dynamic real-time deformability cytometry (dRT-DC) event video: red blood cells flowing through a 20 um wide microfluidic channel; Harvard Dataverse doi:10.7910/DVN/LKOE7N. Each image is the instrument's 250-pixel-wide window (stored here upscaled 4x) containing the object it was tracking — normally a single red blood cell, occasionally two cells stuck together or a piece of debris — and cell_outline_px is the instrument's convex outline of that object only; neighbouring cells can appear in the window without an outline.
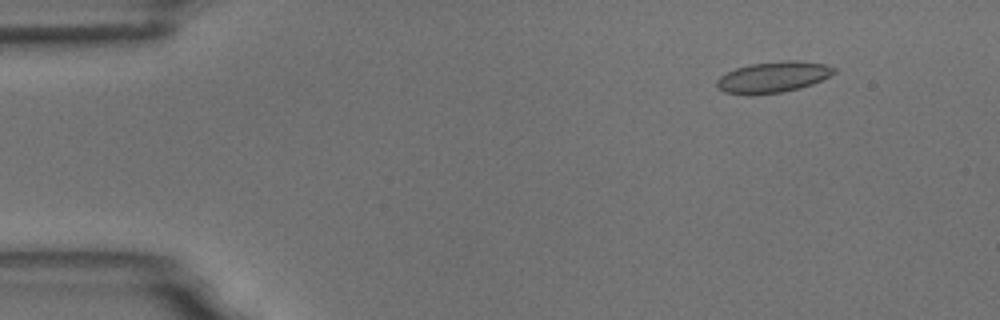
{"species": "common noctule bat (a hibernating species)", "species_latin": "Nyctalus noctula", "temperature_condition": "room temperature", "stored_images_in_passage": 10, "camera_frame_rate_fps": 3000, "um_per_image_px": 0.085, "animal": {"sex": "male", "body_mass_g": 18.8}, "frame": {"image": 1, "passage_image": 2, "time_ms": 1.0, "image_size_px": [1000, 320], "cell_outline_px": [[836, 72], [812, 84], [800, 88], [780, 92], [752, 96], [748, 96], [724, 92], [716, 88], [716, 80], [720, 76], [736, 68], [752, 64], [784, 60], [796, 60], [828, 64], [836, 68]], "centroid_in_image_um": [65.69, 6.56], "position_along_channel_um": 19.3, "area_um2": 21.39}}
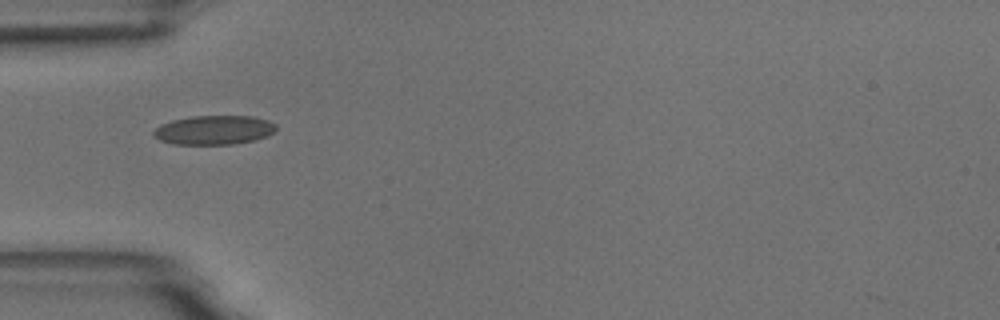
{"frame": {"image": 2, "passage_image": 5, "time_ms": 4.667, "image_size_px": [1000, 320], "cell_outline_px": [[276, 128], [268, 136], [252, 140], [232, 144], [172, 144], [160, 140], [152, 136], [152, 132], [160, 124], [172, 120], [192, 116], [252, 116], [268, 120], [276, 124]], "centroid_in_image_um": [18.15, 11.05], "position_along_channel_um": 66.8, "area_um2": 20.81}}
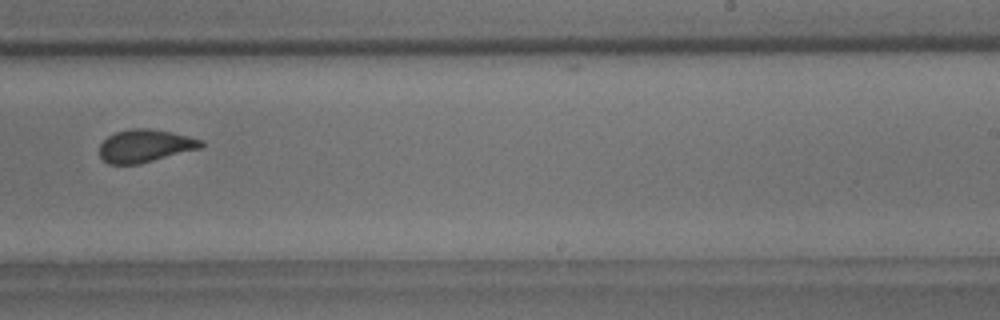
{"frame": {"image": 3, "passage_image": 10, "time_ms": 10.333, "image_size_px": [1000, 320], "cell_outline_px": [[204, 144], [200, 148], [140, 164], [108, 164], [100, 156], [100, 144], [108, 136], [116, 132], [132, 128], [148, 128], [172, 132], [204, 140]], "centroid_in_image_um": [12.34, 12.39], "position_along_channel_um": 276.7, "area_um2": 19.36}}